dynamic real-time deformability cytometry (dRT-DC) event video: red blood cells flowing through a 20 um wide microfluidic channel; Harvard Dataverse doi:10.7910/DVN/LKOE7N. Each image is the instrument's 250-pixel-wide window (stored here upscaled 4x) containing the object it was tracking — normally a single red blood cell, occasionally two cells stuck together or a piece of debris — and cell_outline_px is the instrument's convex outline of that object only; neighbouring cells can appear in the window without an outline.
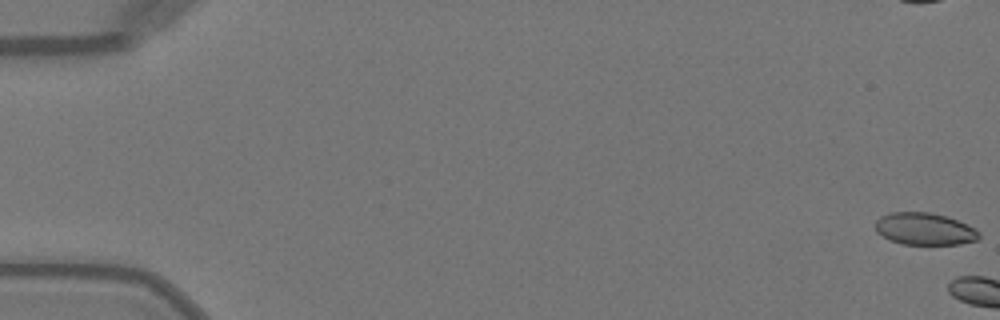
{"species": "Egyptian fruit bat (a non-hibernating species)", "species_latin": "Rousettus aegyptiacus", "temperature_condition": "warm", "stored_images_in_passage": 5, "camera_frame_rate_fps": 3000, "um_per_image_px": 0.085, "animal": {"sex": "female"}, "frame": {"image": 1, "passage_image": 1, "time_ms": 0.0, "image_size_px": [1000, 320], "cell_outline_px": [[980, 236], [976, 240], [960, 244], [904, 244], [888, 240], [876, 232], [876, 220], [880, 216], [892, 212], [928, 212], [944, 216], [956, 220], [976, 228], [980, 232]], "centroid_in_image_um": [78.57, 19.46], "position_along_channel_um": 6.4, "area_um2": 19.36}}